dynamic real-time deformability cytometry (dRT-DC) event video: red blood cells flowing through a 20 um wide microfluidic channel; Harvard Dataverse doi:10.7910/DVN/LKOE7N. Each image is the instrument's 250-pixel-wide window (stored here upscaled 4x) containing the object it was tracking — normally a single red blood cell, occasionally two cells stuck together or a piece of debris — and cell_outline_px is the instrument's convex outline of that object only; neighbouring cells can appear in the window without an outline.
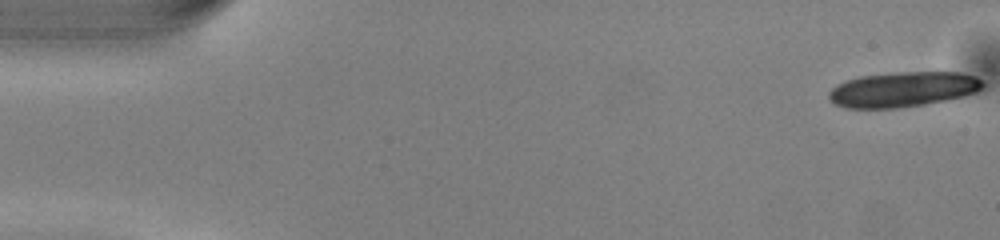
{"species": "common noctule bat (a hibernating species)", "species_latin": "Nyctalus noctula", "temperature_condition": "warm", "stored_images_in_passage": 16, "camera_frame_rate_fps": 3000, "um_per_image_px": 0.085, "animal": {"sex": "male", "body_mass_g": 13.0, "forearm_length_mm": 53.1}, "frame": {"image": 1, "passage_image": 1, "time_ms": 0.0, "image_size_px": [1000, 240], "cell_outline_px": [[984, 88], [976, 92], [944, 100], [924, 104], [896, 108], [844, 108], [836, 104], [828, 96], [828, 92], [836, 84], [860, 76], [900, 72], [960, 72], [976, 76], [984, 84]], "centroid_in_image_um": [76.75, 7.59], "position_along_channel_um": 8.3, "area_um2": 31.33}}